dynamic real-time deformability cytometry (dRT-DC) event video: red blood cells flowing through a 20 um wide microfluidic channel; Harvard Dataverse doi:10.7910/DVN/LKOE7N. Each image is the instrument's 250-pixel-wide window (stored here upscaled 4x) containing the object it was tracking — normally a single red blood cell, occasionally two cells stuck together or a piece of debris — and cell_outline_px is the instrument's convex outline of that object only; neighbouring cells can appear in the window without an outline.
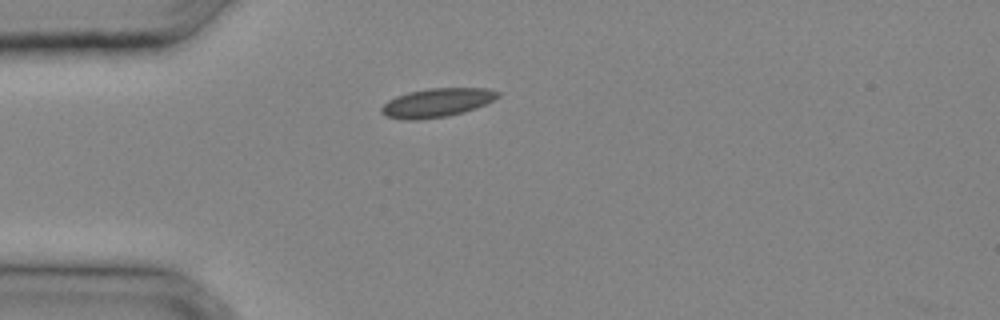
{"species": "common noctule bat (a hibernating species)", "species_latin": "Nyctalus noctula", "temperature_condition": "cold", "stored_images_in_passage": 21, "camera_frame_rate_fps": 3000, "um_per_image_px": 0.085, "animal": {"sex": "male", "body_mass_g": 20.4}, "frame": {"image": 1, "passage_image": 1, "time_ms": 0.0, "image_size_px": [1000, 320], "cell_outline_px": [[500, 96], [476, 108], [464, 112], [448, 116], [420, 120], [400, 120], [388, 116], [380, 112], [380, 108], [388, 100], [396, 96], [408, 92], [428, 88], [488, 88], [500, 92]], "centroid_in_image_um": [37.12, 8.73], "position_along_channel_um": 47.9, "area_um2": 19.65}}
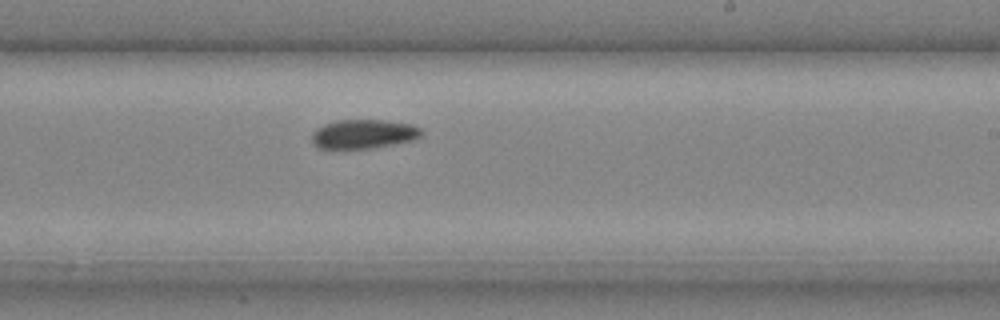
{"frame": {"image": 2, "passage_image": 12, "time_ms": 3.667, "image_size_px": [1000, 320], "cell_outline_px": [[424, 132], [420, 136], [412, 140], [372, 148], [316, 148], [312, 140], [312, 132], [316, 128], [324, 124], [336, 120], [384, 120], [412, 124], [420, 128]], "centroid_in_image_um": [30.89, 11.38], "position_along_channel_um": 258.1, "area_um2": 18.55}}
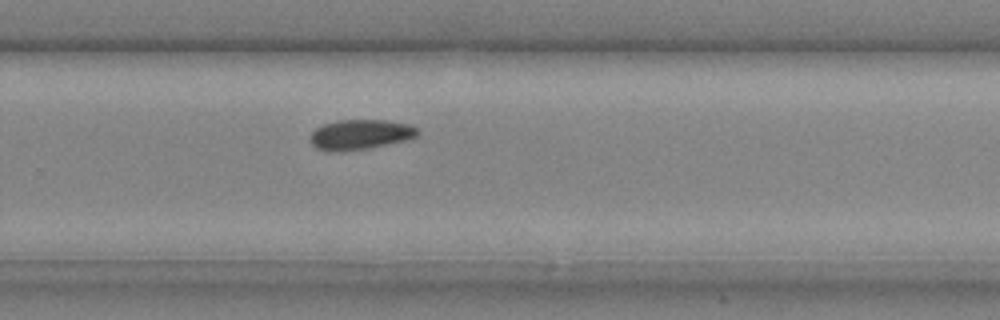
{"frame": {"image": 3, "passage_image": 14, "time_ms": 4.333, "image_size_px": [1000, 320], "cell_outline_px": [[420, 132], [416, 136], [408, 140], [368, 148], [344, 152], [328, 152], [316, 148], [312, 144], [312, 132], [316, 128], [324, 124], [340, 120], [384, 120], [408, 124], [420, 128]], "centroid_in_image_um": [30.65, 11.45], "position_along_channel_um": 299.1, "area_um2": 18.9}}